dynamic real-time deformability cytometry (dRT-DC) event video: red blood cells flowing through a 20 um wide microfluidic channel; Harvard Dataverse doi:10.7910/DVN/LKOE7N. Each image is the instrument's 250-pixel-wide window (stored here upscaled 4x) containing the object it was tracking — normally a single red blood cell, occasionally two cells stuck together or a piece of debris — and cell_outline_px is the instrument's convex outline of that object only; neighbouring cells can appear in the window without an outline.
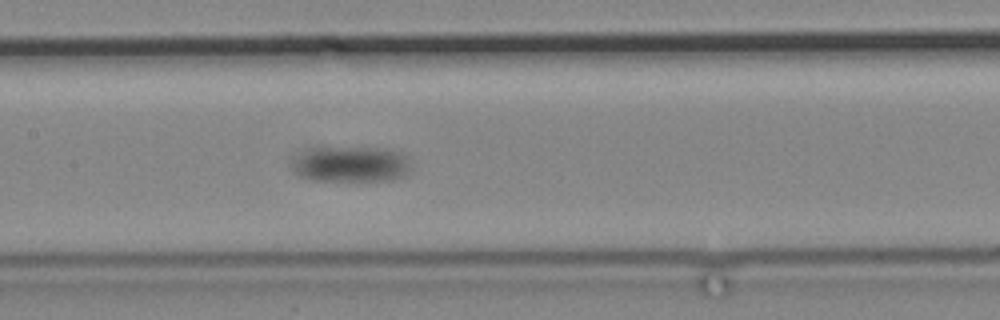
{"species": "common noctule bat (a hibernating species)", "species_latin": "Nyctalus noctula", "temperature_condition": "cold", "stored_images_in_passage": 15, "camera_frame_rate_fps": 3000, "um_per_image_px": 0.085, "animal": {"sex": "male", "body_mass_g": 19.2, "forearm_length_mm": 51.8}, "frame": {"image": 1, "passage_image": 15, "time_ms": 18.667, "image_size_px": [1000, 320], "cell_outline_px": [[408, 172], [392, 180], [316, 180], [300, 176], [296, 172], [292, 164], [300, 156], [312, 148], [388, 148], [400, 152], [408, 156]], "centroid_in_image_um": [29.9, 13.95], "position_along_channel_um": 177.5, "area_um2": 24.04}}